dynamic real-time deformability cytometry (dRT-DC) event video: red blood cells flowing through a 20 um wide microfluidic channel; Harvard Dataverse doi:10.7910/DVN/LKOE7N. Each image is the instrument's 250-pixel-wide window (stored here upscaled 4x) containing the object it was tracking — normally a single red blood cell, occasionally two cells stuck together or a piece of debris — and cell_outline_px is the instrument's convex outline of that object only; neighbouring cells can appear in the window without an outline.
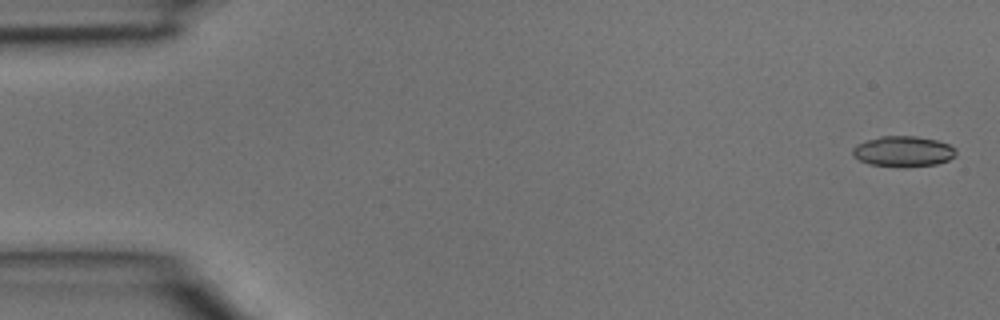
{"species": "common noctule bat (a hibernating species)", "species_latin": "Nyctalus noctula", "temperature_condition": "room temperature", "stored_images_in_passage": 5, "camera_frame_rate_fps": 3000, "um_per_image_px": 0.085, "animal": {"sex": "male", "body_mass_g": 15.6}, "frame": {"image": 1, "passage_image": 1, "time_ms": 0.0, "image_size_px": [1000, 320], "cell_outline_px": [[956, 156], [948, 160], [936, 164], [904, 168], [868, 164], [852, 156], [852, 148], [856, 144], [880, 136], [916, 136], [936, 140], [948, 144], [956, 148]], "centroid_in_image_um": [76.76, 12.88], "position_along_channel_um": 8.2, "area_um2": 18.67}}
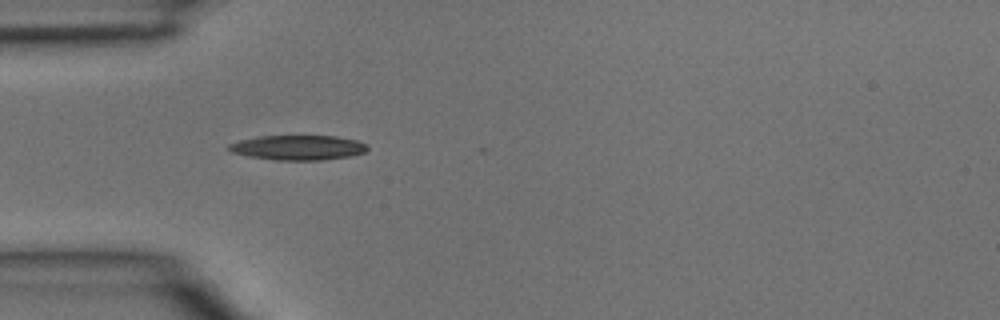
{"frame": {"image": 2, "passage_image": 4, "time_ms": 1.0, "image_size_px": [1000, 320], "cell_outline_px": [[368, 148], [364, 152], [348, 156], [324, 160], [276, 160], [248, 156], [232, 152], [228, 148], [228, 144], [240, 140], [256, 136], [336, 136], [356, 140], [368, 144]], "centroid_in_image_um": [25.33, 12.54], "position_along_channel_um": 59.7, "area_um2": 20.0}}